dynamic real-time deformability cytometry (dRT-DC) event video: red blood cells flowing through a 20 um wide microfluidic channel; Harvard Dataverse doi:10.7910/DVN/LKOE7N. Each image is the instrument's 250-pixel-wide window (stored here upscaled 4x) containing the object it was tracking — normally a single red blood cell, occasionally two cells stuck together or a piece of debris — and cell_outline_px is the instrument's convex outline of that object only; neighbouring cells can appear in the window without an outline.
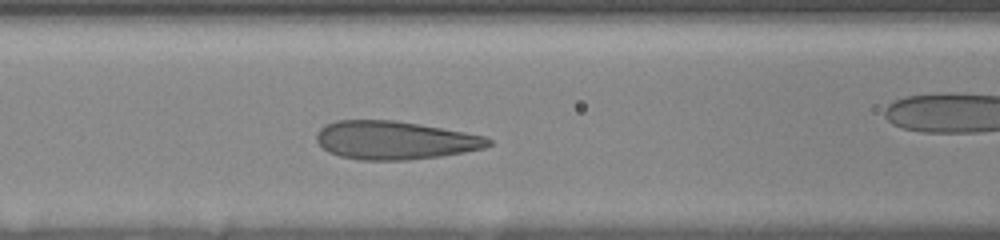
{"species": "human", "species_latin": "Homo sapiens", "temperature_condition": "room temperature", "stored_images_in_passage": 35, "camera_frame_rate_fps": 3000, "um_per_image_px": 0.085, "donor": {"sex": "female"}, "frame": {"image": 1, "passage_image": 17, "time_ms": 5.667, "image_size_px": [1000, 240], "cell_outline_px": [[492, 144], [484, 148], [464, 152], [440, 156], [408, 160], [360, 160], [340, 156], [328, 152], [316, 140], [316, 132], [324, 124], [336, 120], [396, 120], [420, 124], [464, 132], [484, 136], [492, 140]], "centroid_in_image_um": [33.53, 11.91], "position_along_channel_um": 133.1, "area_um2": 38.49}}
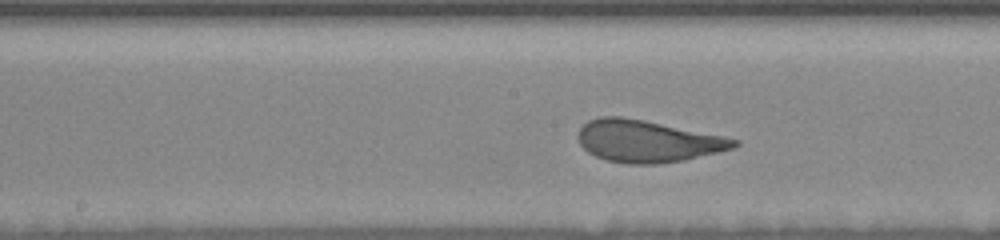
{"frame": {"image": 2, "passage_image": 21, "time_ms": 7.333, "image_size_px": [1000, 240], "cell_outline_px": [[740, 144], [736, 148], [684, 160], [656, 164], [628, 164], [608, 160], [596, 156], [588, 152], [580, 144], [576, 136], [580, 128], [588, 120], [600, 116], [620, 116], [644, 120], [724, 136], [740, 140]], "centroid_in_image_um": [55.04, 11.99], "position_along_channel_um": 193.2, "area_um2": 38.26}}
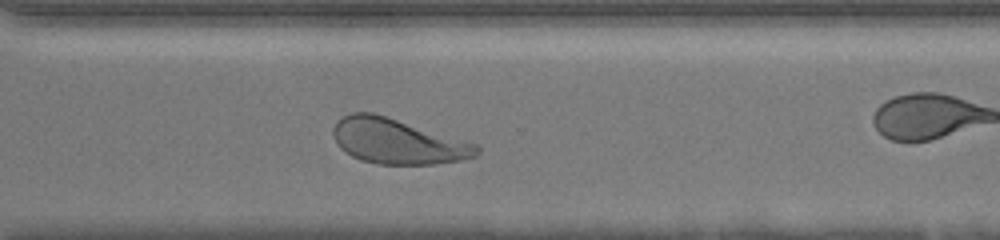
{"frame": {"image": 3, "passage_image": 31, "time_ms": 11.333, "image_size_px": [1000, 240], "cell_outline_px": [[480, 152], [476, 156], [460, 160], [436, 164], [376, 164], [360, 160], [344, 152], [336, 144], [332, 132], [332, 128], [336, 120], [352, 112], [372, 112], [388, 116], [476, 144], [480, 148]], "centroid_in_image_um": [33.74, 12.01], "position_along_channel_um": 336.9, "area_um2": 37.97}}